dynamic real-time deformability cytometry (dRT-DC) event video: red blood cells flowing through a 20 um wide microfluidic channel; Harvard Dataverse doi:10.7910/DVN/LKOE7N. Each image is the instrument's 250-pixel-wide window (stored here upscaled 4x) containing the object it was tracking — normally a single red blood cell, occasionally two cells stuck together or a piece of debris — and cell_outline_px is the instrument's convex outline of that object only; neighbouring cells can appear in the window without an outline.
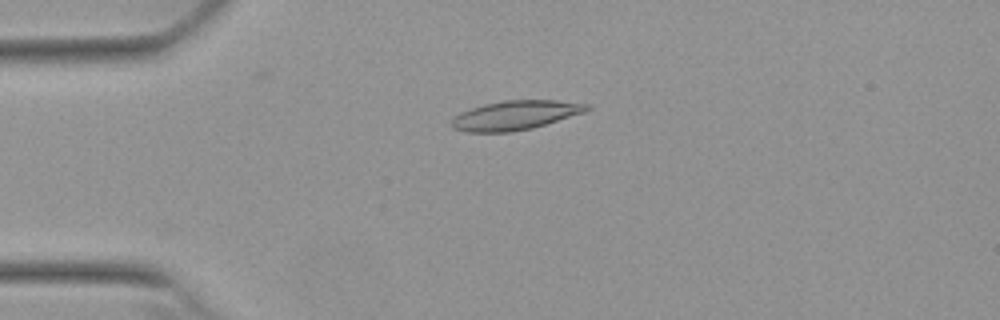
{"species": "Egyptian fruit bat (a non-hibernating species)", "species_latin": "Rousettus aegyptiacus", "temperature_condition": "warm", "stored_images_in_passage": 47, "camera_frame_rate_fps": 3000, "um_per_image_px": 0.085, "animal": {"sex": "female"}, "frame": {"image": 1, "passage_image": 6, "time_ms": 1.667, "image_size_px": [1000, 320], "cell_outline_px": [[592, 108], [584, 112], [532, 128], [512, 132], [464, 132], [452, 128], [448, 124], [460, 112], [484, 104], [504, 100], [556, 100], [592, 104]], "centroid_in_image_um": [43.79, 9.79], "position_along_channel_um": 41.2, "area_um2": 23.12}}
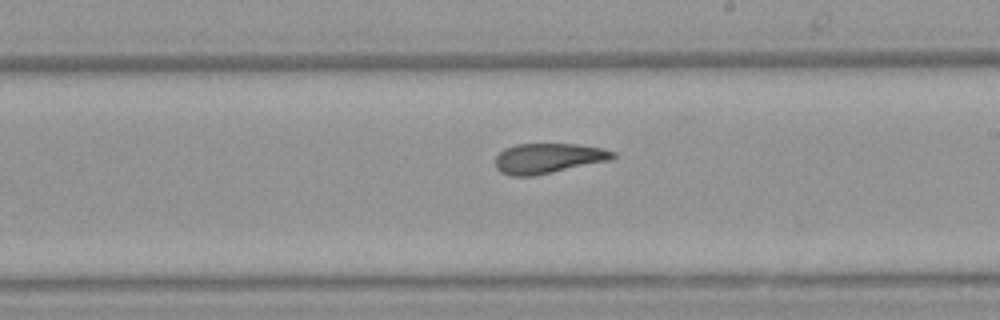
{"frame": {"image": 2, "passage_image": 24, "time_ms": 7.667, "image_size_px": [1000, 320], "cell_outline_px": [[616, 156], [612, 160], [532, 176], [512, 176], [500, 172], [496, 168], [496, 156], [504, 148], [516, 144], [576, 144], [604, 148], [616, 152]], "centroid_in_image_um": [46.62, 13.45], "position_along_channel_um": 242.4, "area_um2": 20.69}}
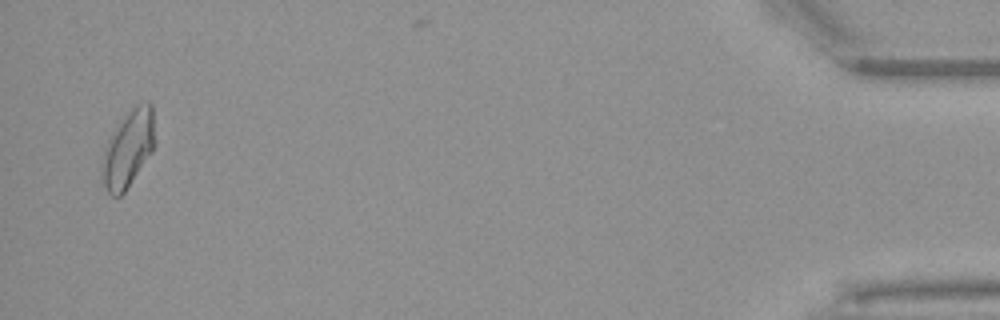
{"frame": {"image": 3, "passage_image": 45, "time_ms": 14.667, "image_size_px": [1000, 320], "cell_outline_px": [[156, 144], [152, 152], [124, 192], [120, 196], [112, 196], [108, 192], [100, 180], [100, 164], [104, 148], [112, 132], [120, 120], [136, 104], [148, 100], [152, 104]], "centroid_in_image_um": [10.88, 12.63], "position_along_channel_um": 424.3, "area_um2": 24.16}, "authors_computed_cell_mechanics": {"area_um2": 21.4438, "velocity_mm_per_s": 3.8245, "shape_relaxation_time_tau1_ms": null, "shape_relaxation_time_tau2_ms": 4.0415, "deformation_change_tau1": null, "deformation_change_tau2": 0.1211}}